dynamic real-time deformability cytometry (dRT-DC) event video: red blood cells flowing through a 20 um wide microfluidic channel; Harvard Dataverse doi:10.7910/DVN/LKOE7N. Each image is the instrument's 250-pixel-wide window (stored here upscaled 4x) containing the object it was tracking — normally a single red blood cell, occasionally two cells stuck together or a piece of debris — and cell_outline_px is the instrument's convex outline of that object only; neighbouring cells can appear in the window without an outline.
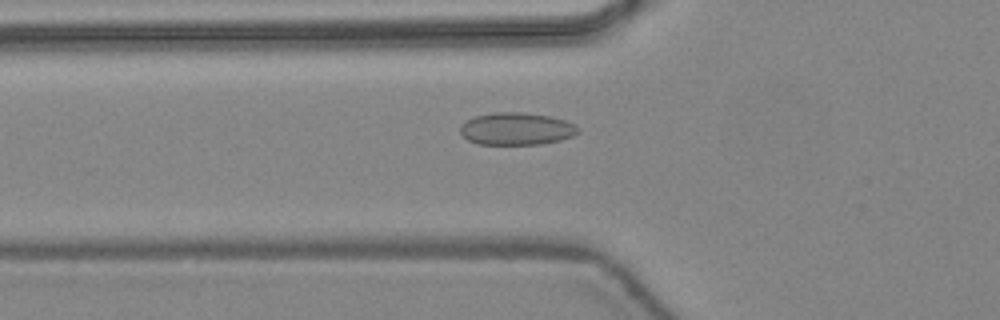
{"species": "common noctule bat (a hibernating species)", "species_latin": "Nyctalus noctula", "temperature_condition": "warm", "stored_images_in_passage": 48, "camera_frame_rate_fps": 3000, "um_per_image_px": 0.085, "animal": {"sex": "female", "body_mass_g": 24.6, "forearm_length_mm": 56.2}, "frame": {"image": 1, "passage_image": 18, "time_ms": 5.667, "image_size_px": [1000, 320], "cell_outline_px": [[580, 132], [572, 136], [560, 140], [540, 144], [476, 144], [468, 140], [460, 132], [460, 128], [468, 120], [476, 116], [496, 112], [520, 112], [552, 116], [576, 124], [580, 128]], "centroid_in_image_um": [43.95, 10.95], "position_along_channel_um": 81.8, "area_um2": 22.2}}
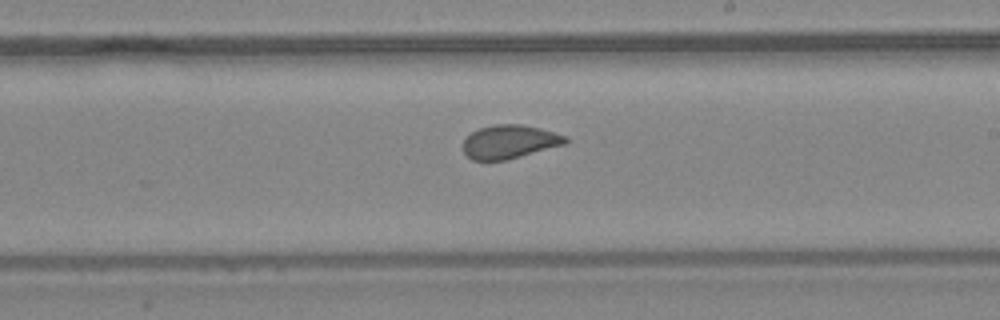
{"frame": {"image": 2, "passage_image": 29, "time_ms": 9.333, "image_size_px": [1000, 320], "cell_outline_px": [[568, 144], [508, 160], [472, 160], [464, 152], [464, 140], [472, 132], [480, 128], [492, 124], [520, 124], [540, 128], [568, 136]], "centroid_in_image_um": [43.37, 12.05], "position_along_channel_um": 245.6, "area_um2": 20.23}}
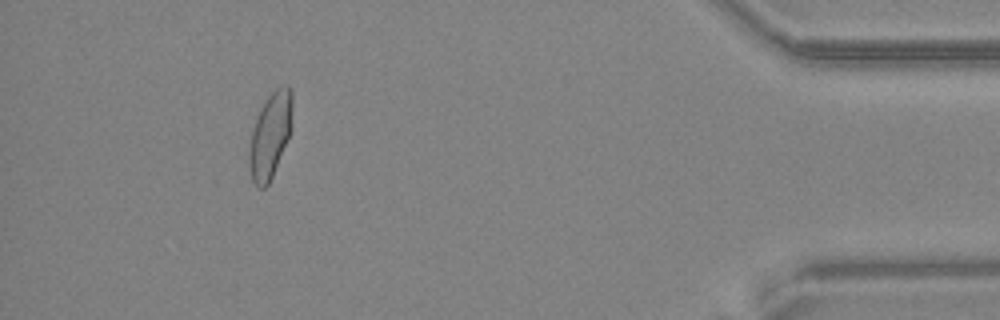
{"frame": {"image": 3, "passage_image": 44, "time_ms": 14.333, "image_size_px": [1000, 320], "cell_outline_px": [[292, 128], [272, 176], [268, 184], [264, 188], [260, 188], [252, 180], [248, 160], [248, 152], [252, 128], [260, 108], [268, 96], [280, 84], [288, 84], [292, 92]], "centroid_in_image_um": [22.97, 11.44], "position_along_channel_um": 412.2, "area_um2": 21.56}, "authors_computed_cell_mechanics": {"area_um2": 21.386, "velocity_mm_per_s": 4.4408, "shape_relaxation_time_tau1_ms": null, "shape_relaxation_time_tau2_ms": 0.7024, "deformation_change_tau1": null, "deformation_change_tau2": 0.0483}}